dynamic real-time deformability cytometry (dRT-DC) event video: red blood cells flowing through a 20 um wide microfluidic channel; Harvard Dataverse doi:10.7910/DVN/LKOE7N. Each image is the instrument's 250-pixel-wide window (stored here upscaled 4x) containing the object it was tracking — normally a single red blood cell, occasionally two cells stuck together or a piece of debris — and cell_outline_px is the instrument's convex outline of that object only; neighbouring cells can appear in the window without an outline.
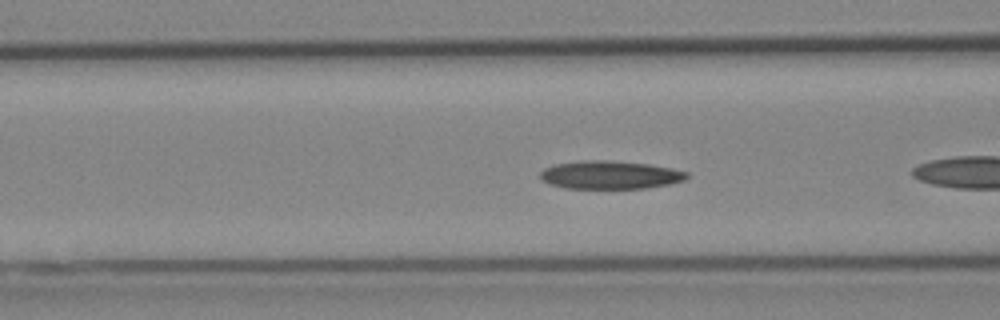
{"species": "Egyptian fruit bat (a non-hibernating species)", "species_latin": "Rousettus aegyptiacus", "temperature_condition": "cold", "stored_images_in_passage": 24, "camera_frame_rate_fps": 3000, "um_per_image_px": 0.085, "animal": {"sex": "female"}, "frame": {"image": 1, "passage_image": 4, "time_ms": 1.0, "image_size_px": [1000, 320], "cell_outline_px": [[688, 176], [684, 180], [672, 184], [644, 188], [568, 188], [552, 184], [544, 180], [540, 176], [540, 172], [544, 168], [556, 164], [584, 160], [608, 160], [648, 164], [672, 168], [688, 172]], "centroid_in_image_um": [51.9, 14.86], "position_along_channel_um": 114.7, "area_um2": 23.87}}
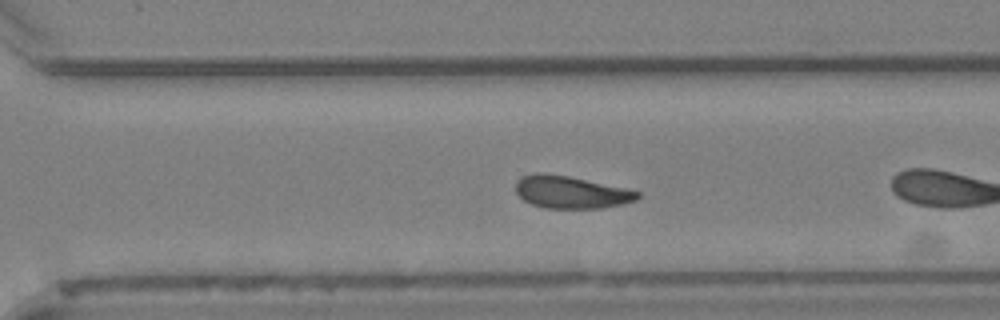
{"frame": {"image": 2, "passage_image": 20, "time_ms": 6.333, "image_size_px": [1000, 320], "cell_outline_px": [[640, 196], [636, 200], [620, 204], [600, 208], [544, 208], [532, 204], [524, 200], [516, 192], [516, 180], [524, 176], [540, 172], [544, 172], [568, 176], [624, 188], [640, 192]], "centroid_in_image_um": [48.5, 16.33], "position_along_channel_um": 322.1, "area_um2": 22.72}}
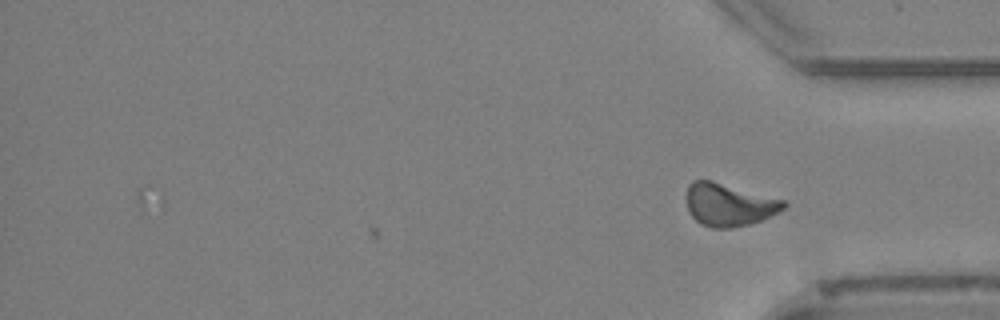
{"frame": {"image": 3, "passage_image": 24, "time_ms": 7.667, "image_size_px": [1000, 320], "cell_outline_px": [[788, 204], [784, 208], [760, 220], [748, 224], [728, 228], [712, 228], [700, 224], [688, 212], [684, 196], [688, 184], [692, 180], [712, 180], [784, 200]], "centroid_in_image_um": [61.87, 17.38], "position_along_channel_um": 373.3, "area_um2": 24.28}, "authors_computed_cell_mechanics": {"area_um2": 23.6402, "velocity_mm_per_s": 3.8926, "shape_relaxation_time_tau1_ms": 10.4628, "shape_relaxation_time_tau2_ms": 3.5958, "deformation_change_tau1": 0.1882, "deformation_change_tau2": 0.0901}}